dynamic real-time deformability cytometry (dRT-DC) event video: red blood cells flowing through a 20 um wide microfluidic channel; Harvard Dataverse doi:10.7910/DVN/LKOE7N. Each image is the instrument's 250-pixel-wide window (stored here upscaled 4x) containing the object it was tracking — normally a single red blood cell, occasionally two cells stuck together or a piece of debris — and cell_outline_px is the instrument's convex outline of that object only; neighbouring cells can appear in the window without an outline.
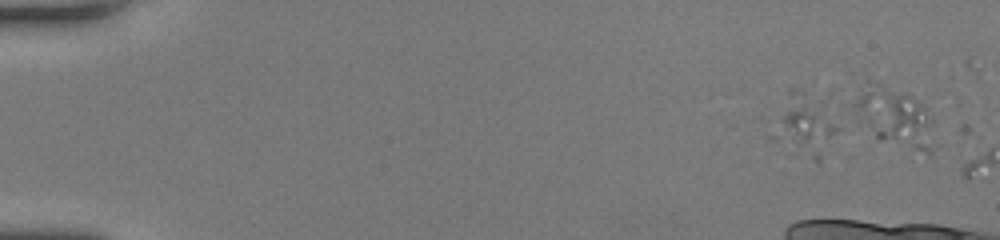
{"species": "human", "species_latin": "Homo sapiens", "temperature_condition": "room temperature", "stored_images_in_passage": 3, "camera_frame_rate_fps": 3000, "um_per_image_px": 0.085, "donor": {"sex": "female"}, "frame": {"image": 1, "passage_image": 1, "time_ms": 0.0, "image_size_px": [1000, 240], "cell_outline_px": [[932, 120], [916, 128], [896, 136], [880, 140], [768, 140], [768, 136], [788, 88], [804, 84], [876, 84], [908, 92], [920, 100], [928, 108], [932, 116]], "centroid_in_image_um": [72.0, 9.61], "position_along_channel_um": 13.0, "area_um2": 54.91}}